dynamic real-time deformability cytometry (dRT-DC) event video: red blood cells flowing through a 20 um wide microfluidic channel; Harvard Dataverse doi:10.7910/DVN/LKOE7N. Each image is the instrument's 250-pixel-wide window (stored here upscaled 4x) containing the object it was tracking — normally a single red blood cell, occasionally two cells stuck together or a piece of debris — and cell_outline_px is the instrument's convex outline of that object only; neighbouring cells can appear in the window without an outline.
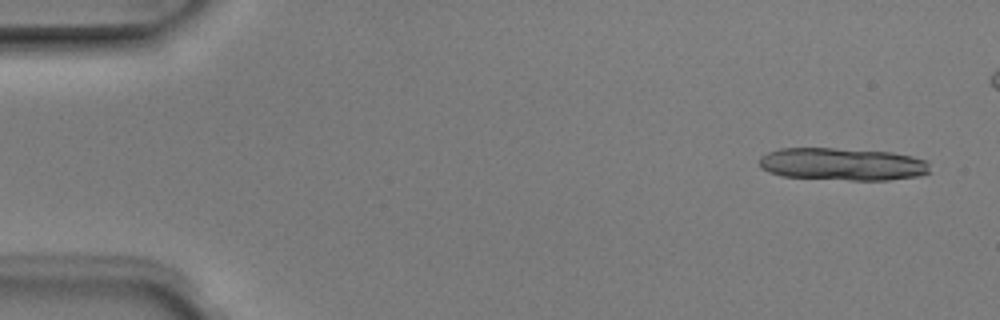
{"species": "Egyptian fruit bat (a non-hibernating species)", "species_latin": "Rousettus aegyptiacus", "temperature_condition": "room temperature", "stored_images_in_passage": 10, "segment_of_instrument_passage": [1, 2], "camera_frame_rate_fps": 3000, "um_per_image_px": 0.085, "animal": {"sex": "male"}, "frame": {"image": 1, "passage_image": 1, "time_ms": 0.0, "image_size_px": [1000, 320], "cell_outline_px": [[932, 172], [920, 176], [888, 180], [848, 180], [784, 176], [768, 172], [760, 168], [760, 156], [768, 152], [780, 148], [836, 148], [892, 152], [912, 156], [928, 160]], "centroid_in_image_um": [71.66, 13.95], "position_along_channel_um": 13.3, "area_um2": 32.71}}